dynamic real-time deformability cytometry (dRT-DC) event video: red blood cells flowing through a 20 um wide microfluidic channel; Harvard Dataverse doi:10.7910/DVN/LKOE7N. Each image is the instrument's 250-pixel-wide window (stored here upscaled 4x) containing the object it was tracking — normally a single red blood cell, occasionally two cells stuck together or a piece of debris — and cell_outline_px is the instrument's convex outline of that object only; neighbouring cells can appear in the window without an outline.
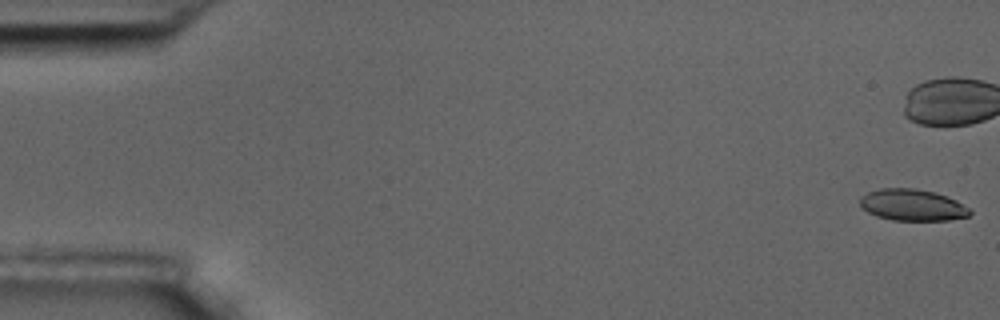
{"species": "common noctule bat (a hibernating species)", "species_latin": "Nyctalus noctula", "temperature_condition": "room temperature", "stored_images_in_passage": 59, "camera_frame_rate_fps": 3000, "um_per_image_px": 0.085, "animal": {"sex": "male", "body_mass_g": 17.5, "forearm_length_mm": 52.3}, "frame": {"image": 1, "passage_image": 1, "time_ms": 0.0, "image_size_px": [1000, 320], "cell_outline_px": [[972, 212], [968, 216], [948, 220], [892, 220], [876, 216], [868, 212], [860, 204], [860, 196], [868, 192], [880, 188], [916, 188], [932, 192], [956, 200], [972, 208]], "centroid_in_image_um": [77.56, 17.42], "position_along_channel_um": 7.4, "area_um2": 20.17}, "authors_computed_cell_mechanics": {"area_um2": 21.8484, "velocity_mm_per_s": 3.5218, "shape_relaxation_time_tau1_ms": 8.5074, "shape_relaxation_time_tau2_ms": 3.0505, "deformation_change_tau1": 0.1688, "deformation_change_tau2": 0.0969}}